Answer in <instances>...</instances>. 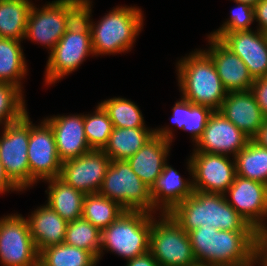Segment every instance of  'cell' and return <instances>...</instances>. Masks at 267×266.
<instances>
[{
	"instance_id": "6da1fadb",
	"label": "cell",
	"mask_w": 267,
	"mask_h": 266,
	"mask_svg": "<svg viewBox=\"0 0 267 266\" xmlns=\"http://www.w3.org/2000/svg\"><path fill=\"white\" fill-rule=\"evenodd\" d=\"M198 264L254 266L255 231H226L201 226L188 232Z\"/></svg>"
},
{
	"instance_id": "7a4b0ae2",
	"label": "cell",
	"mask_w": 267,
	"mask_h": 266,
	"mask_svg": "<svg viewBox=\"0 0 267 266\" xmlns=\"http://www.w3.org/2000/svg\"><path fill=\"white\" fill-rule=\"evenodd\" d=\"M168 214L187 233L201 226L226 231H255L227 202L224 194L194 190Z\"/></svg>"
},
{
	"instance_id": "3957f363",
	"label": "cell",
	"mask_w": 267,
	"mask_h": 266,
	"mask_svg": "<svg viewBox=\"0 0 267 266\" xmlns=\"http://www.w3.org/2000/svg\"><path fill=\"white\" fill-rule=\"evenodd\" d=\"M181 96L195 105L219 110L227 96L216 67L204 49H196L176 63Z\"/></svg>"
},
{
	"instance_id": "277c9868",
	"label": "cell",
	"mask_w": 267,
	"mask_h": 266,
	"mask_svg": "<svg viewBox=\"0 0 267 266\" xmlns=\"http://www.w3.org/2000/svg\"><path fill=\"white\" fill-rule=\"evenodd\" d=\"M144 15L137 6L113 7L98 21L91 23L94 56L115 55L131 51L144 26Z\"/></svg>"
},
{
	"instance_id": "5b68a950",
	"label": "cell",
	"mask_w": 267,
	"mask_h": 266,
	"mask_svg": "<svg viewBox=\"0 0 267 266\" xmlns=\"http://www.w3.org/2000/svg\"><path fill=\"white\" fill-rule=\"evenodd\" d=\"M152 222L153 214L150 212L126 210L101 230L99 260L105 250L125 258L126 261L148 252Z\"/></svg>"
},
{
	"instance_id": "8992f818",
	"label": "cell",
	"mask_w": 267,
	"mask_h": 266,
	"mask_svg": "<svg viewBox=\"0 0 267 266\" xmlns=\"http://www.w3.org/2000/svg\"><path fill=\"white\" fill-rule=\"evenodd\" d=\"M154 215L149 251L159 266L197 265L188 233L169 214Z\"/></svg>"
},
{
	"instance_id": "52a82bcc",
	"label": "cell",
	"mask_w": 267,
	"mask_h": 266,
	"mask_svg": "<svg viewBox=\"0 0 267 266\" xmlns=\"http://www.w3.org/2000/svg\"><path fill=\"white\" fill-rule=\"evenodd\" d=\"M98 193L116 201L126 210L153 214L151 188L136 175L127 160L110 162Z\"/></svg>"
},
{
	"instance_id": "ba28073f",
	"label": "cell",
	"mask_w": 267,
	"mask_h": 266,
	"mask_svg": "<svg viewBox=\"0 0 267 266\" xmlns=\"http://www.w3.org/2000/svg\"><path fill=\"white\" fill-rule=\"evenodd\" d=\"M0 136V162L9 179L21 190L37 182L30 176L28 144L30 116L28 112L18 121L2 127Z\"/></svg>"
},
{
	"instance_id": "9c48e42d",
	"label": "cell",
	"mask_w": 267,
	"mask_h": 266,
	"mask_svg": "<svg viewBox=\"0 0 267 266\" xmlns=\"http://www.w3.org/2000/svg\"><path fill=\"white\" fill-rule=\"evenodd\" d=\"M0 263L2 266H37L39 251L21 214L0 218Z\"/></svg>"
},
{
	"instance_id": "30bf717a",
	"label": "cell",
	"mask_w": 267,
	"mask_h": 266,
	"mask_svg": "<svg viewBox=\"0 0 267 266\" xmlns=\"http://www.w3.org/2000/svg\"><path fill=\"white\" fill-rule=\"evenodd\" d=\"M193 189L204 193L225 194L236 177L235 159L227 155L193 152L187 159Z\"/></svg>"
},
{
	"instance_id": "8fae6325",
	"label": "cell",
	"mask_w": 267,
	"mask_h": 266,
	"mask_svg": "<svg viewBox=\"0 0 267 266\" xmlns=\"http://www.w3.org/2000/svg\"><path fill=\"white\" fill-rule=\"evenodd\" d=\"M94 55L91 33L66 31L49 53L45 67V85L55 84L81 66L85 58Z\"/></svg>"
},
{
	"instance_id": "7c38bea8",
	"label": "cell",
	"mask_w": 267,
	"mask_h": 266,
	"mask_svg": "<svg viewBox=\"0 0 267 266\" xmlns=\"http://www.w3.org/2000/svg\"><path fill=\"white\" fill-rule=\"evenodd\" d=\"M28 162L30 176L36 182L60 176L62 161L57 154L52 128L44 119L36 125L30 118Z\"/></svg>"
},
{
	"instance_id": "4fadbf2b",
	"label": "cell",
	"mask_w": 267,
	"mask_h": 266,
	"mask_svg": "<svg viewBox=\"0 0 267 266\" xmlns=\"http://www.w3.org/2000/svg\"><path fill=\"white\" fill-rule=\"evenodd\" d=\"M110 162L103 150L92 149L62 162L59 178L84 194L98 193Z\"/></svg>"
},
{
	"instance_id": "5bb4252c",
	"label": "cell",
	"mask_w": 267,
	"mask_h": 266,
	"mask_svg": "<svg viewBox=\"0 0 267 266\" xmlns=\"http://www.w3.org/2000/svg\"><path fill=\"white\" fill-rule=\"evenodd\" d=\"M250 138L228 120L219 110L210 115L202 136L194 144L196 152L235 157Z\"/></svg>"
},
{
	"instance_id": "9a60e30c",
	"label": "cell",
	"mask_w": 267,
	"mask_h": 266,
	"mask_svg": "<svg viewBox=\"0 0 267 266\" xmlns=\"http://www.w3.org/2000/svg\"><path fill=\"white\" fill-rule=\"evenodd\" d=\"M174 130L169 127L155 129V135L149 139L127 162L136 175L150 188L163 171L170 155Z\"/></svg>"
},
{
	"instance_id": "2e32d148",
	"label": "cell",
	"mask_w": 267,
	"mask_h": 266,
	"mask_svg": "<svg viewBox=\"0 0 267 266\" xmlns=\"http://www.w3.org/2000/svg\"><path fill=\"white\" fill-rule=\"evenodd\" d=\"M33 4L28 16L24 39L48 48L50 53L65 34V0H55L42 5Z\"/></svg>"
},
{
	"instance_id": "e0dca14e",
	"label": "cell",
	"mask_w": 267,
	"mask_h": 266,
	"mask_svg": "<svg viewBox=\"0 0 267 266\" xmlns=\"http://www.w3.org/2000/svg\"><path fill=\"white\" fill-rule=\"evenodd\" d=\"M227 202L255 230L267 219V185L236 175L224 194Z\"/></svg>"
},
{
	"instance_id": "ac0fdd59",
	"label": "cell",
	"mask_w": 267,
	"mask_h": 266,
	"mask_svg": "<svg viewBox=\"0 0 267 266\" xmlns=\"http://www.w3.org/2000/svg\"><path fill=\"white\" fill-rule=\"evenodd\" d=\"M217 39L241 58L254 79L267 76V35L250 29L223 32Z\"/></svg>"
},
{
	"instance_id": "d6986e66",
	"label": "cell",
	"mask_w": 267,
	"mask_h": 266,
	"mask_svg": "<svg viewBox=\"0 0 267 266\" xmlns=\"http://www.w3.org/2000/svg\"><path fill=\"white\" fill-rule=\"evenodd\" d=\"M209 47L205 52L213 61L226 91L244 92L251 90L254 78L245 63L225 47L218 39L207 35Z\"/></svg>"
},
{
	"instance_id": "ffe728a7",
	"label": "cell",
	"mask_w": 267,
	"mask_h": 266,
	"mask_svg": "<svg viewBox=\"0 0 267 266\" xmlns=\"http://www.w3.org/2000/svg\"><path fill=\"white\" fill-rule=\"evenodd\" d=\"M51 126L59 159L64 162L92 149L84 131V114L53 115L44 118Z\"/></svg>"
},
{
	"instance_id": "44dd1931",
	"label": "cell",
	"mask_w": 267,
	"mask_h": 266,
	"mask_svg": "<svg viewBox=\"0 0 267 266\" xmlns=\"http://www.w3.org/2000/svg\"><path fill=\"white\" fill-rule=\"evenodd\" d=\"M189 179V180H188ZM184 179L166 162L162 173L151 188L153 214H168L178 203L193 194V180Z\"/></svg>"
},
{
	"instance_id": "7402d4cb",
	"label": "cell",
	"mask_w": 267,
	"mask_h": 266,
	"mask_svg": "<svg viewBox=\"0 0 267 266\" xmlns=\"http://www.w3.org/2000/svg\"><path fill=\"white\" fill-rule=\"evenodd\" d=\"M219 111L250 139L256 135L265 120L250 90L229 92Z\"/></svg>"
},
{
	"instance_id": "603a6c76",
	"label": "cell",
	"mask_w": 267,
	"mask_h": 266,
	"mask_svg": "<svg viewBox=\"0 0 267 266\" xmlns=\"http://www.w3.org/2000/svg\"><path fill=\"white\" fill-rule=\"evenodd\" d=\"M37 250L64 243L67 221L47 204L37 207L27 218Z\"/></svg>"
},
{
	"instance_id": "cb8c5ba5",
	"label": "cell",
	"mask_w": 267,
	"mask_h": 266,
	"mask_svg": "<svg viewBox=\"0 0 267 266\" xmlns=\"http://www.w3.org/2000/svg\"><path fill=\"white\" fill-rule=\"evenodd\" d=\"M45 190L47 205L67 222L82 218L85 194L66 184L59 177L48 179ZM48 191V192H47Z\"/></svg>"
},
{
	"instance_id": "d4e9b609",
	"label": "cell",
	"mask_w": 267,
	"mask_h": 266,
	"mask_svg": "<svg viewBox=\"0 0 267 266\" xmlns=\"http://www.w3.org/2000/svg\"><path fill=\"white\" fill-rule=\"evenodd\" d=\"M117 128L114 127L104 153L113 160H128L155 135V128Z\"/></svg>"
},
{
	"instance_id": "484cf974",
	"label": "cell",
	"mask_w": 267,
	"mask_h": 266,
	"mask_svg": "<svg viewBox=\"0 0 267 266\" xmlns=\"http://www.w3.org/2000/svg\"><path fill=\"white\" fill-rule=\"evenodd\" d=\"M24 56L21 41L0 38V82L13 84L24 90L21 81L28 75Z\"/></svg>"
},
{
	"instance_id": "4316f807",
	"label": "cell",
	"mask_w": 267,
	"mask_h": 266,
	"mask_svg": "<svg viewBox=\"0 0 267 266\" xmlns=\"http://www.w3.org/2000/svg\"><path fill=\"white\" fill-rule=\"evenodd\" d=\"M32 0H0V38L23 41Z\"/></svg>"
},
{
	"instance_id": "83f0119b",
	"label": "cell",
	"mask_w": 267,
	"mask_h": 266,
	"mask_svg": "<svg viewBox=\"0 0 267 266\" xmlns=\"http://www.w3.org/2000/svg\"><path fill=\"white\" fill-rule=\"evenodd\" d=\"M234 159L236 175L267 185V148L250 139Z\"/></svg>"
},
{
	"instance_id": "f1b7e54d",
	"label": "cell",
	"mask_w": 267,
	"mask_h": 266,
	"mask_svg": "<svg viewBox=\"0 0 267 266\" xmlns=\"http://www.w3.org/2000/svg\"><path fill=\"white\" fill-rule=\"evenodd\" d=\"M125 211L119 203L99 193L84 196L82 218L100 230L108 227Z\"/></svg>"
},
{
	"instance_id": "f546056e",
	"label": "cell",
	"mask_w": 267,
	"mask_h": 266,
	"mask_svg": "<svg viewBox=\"0 0 267 266\" xmlns=\"http://www.w3.org/2000/svg\"><path fill=\"white\" fill-rule=\"evenodd\" d=\"M41 266H96L98 260L87 250L61 243L39 252Z\"/></svg>"
},
{
	"instance_id": "4dcf8cb0",
	"label": "cell",
	"mask_w": 267,
	"mask_h": 266,
	"mask_svg": "<svg viewBox=\"0 0 267 266\" xmlns=\"http://www.w3.org/2000/svg\"><path fill=\"white\" fill-rule=\"evenodd\" d=\"M117 128L146 127L143 114L137 104L129 99L113 97L99 103Z\"/></svg>"
},
{
	"instance_id": "1f68e13d",
	"label": "cell",
	"mask_w": 267,
	"mask_h": 266,
	"mask_svg": "<svg viewBox=\"0 0 267 266\" xmlns=\"http://www.w3.org/2000/svg\"><path fill=\"white\" fill-rule=\"evenodd\" d=\"M64 243L87 250L99 262L101 230L89 221L80 218L68 222Z\"/></svg>"
},
{
	"instance_id": "d6a6232c",
	"label": "cell",
	"mask_w": 267,
	"mask_h": 266,
	"mask_svg": "<svg viewBox=\"0 0 267 266\" xmlns=\"http://www.w3.org/2000/svg\"><path fill=\"white\" fill-rule=\"evenodd\" d=\"M113 123L98 103L94 113L84 115V131L91 149L103 150L113 131Z\"/></svg>"
},
{
	"instance_id": "836d02e7",
	"label": "cell",
	"mask_w": 267,
	"mask_h": 266,
	"mask_svg": "<svg viewBox=\"0 0 267 266\" xmlns=\"http://www.w3.org/2000/svg\"><path fill=\"white\" fill-rule=\"evenodd\" d=\"M24 98V91L19 87L0 82L1 127L20 120L28 112Z\"/></svg>"
},
{
	"instance_id": "e575fe53",
	"label": "cell",
	"mask_w": 267,
	"mask_h": 266,
	"mask_svg": "<svg viewBox=\"0 0 267 266\" xmlns=\"http://www.w3.org/2000/svg\"><path fill=\"white\" fill-rule=\"evenodd\" d=\"M91 0H65V29L71 33H91Z\"/></svg>"
},
{
	"instance_id": "d590c367",
	"label": "cell",
	"mask_w": 267,
	"mask_h": 266,
	"mask_svg": "<svg viewBox=\"0 0 267 266\" xmlns=\"http://www.w3.org/2000/svg\"><path fill=\"white\" fill-rule=\"evenodd\" d=\"M237 7L230 10V16L223 22L221 27L209 34L210 37L218 38L223 32H237L250 30L254 21V8L242 2H235Z\"/></svg>"
},
{
	"instance_id": "8d00e7d4",
	"label": "cell",
	"mask_w": 267,
	"mask_h": 266,
	"mask_svg": "<svg viewBox=\"0 0 267 266\" xmlns=\"http://www.w3.org/2000/svg\"><path fill=\"white\" fill-rule=\"evenodd\" d=\"M213 109L205 105H195L187 100V119L183 131H189L192 142L196 143L202 136Z\"/></svg>"
},
{
	"instance_id": "74e56055",
	"label": "cell",
	"mask_w": 267,
	"mask_h": 266,
	"mask_svg": "<svg viewBox=\"0 0 267 266\" xmlns=\"http://www.w3.org/2000/svg\"><path fill=\"white\" fill-rule=\"evenodd\" d=\"M250 91L254 94L264 119H267V76L255 78Z\"/></svg>"
},
{
	"instance_id": "f35d334b",
	"label": "cell",
	"mask_w": 267,
	"mask_h": 266,
	"mask_svg": "<svg viewBox=\"0 0 267 266\" xmlns=\"http://www.w3.org/2000/svg\"><path fill=\"white\" fill-rule=\"evenodd\" d=\"M172 123L175 124L177 128L183 129L186 126V119H187V100L181 96V99L175 102L174 106L172 107Z\"/></svg>"
},
{
	"instance_id": "ab89813d",
	"label": "cell",
	"mask_w": 267,
	"mask_h": 266,
	"mask_svg": "<svg viewBox=\"0 0 267 266\" xmlns=\"http://www.w3.org/2000/svg\"><path fill=\"white\" fill-rule=\"evenodd\" d=\"M267 220L255 230L254 256H267Z\"/></svg>"
},
{
	"instance_id": "60d3db41",
	"label": "cell",
	"mask_w": 267,
	"mask_h": 266,
	"mask_svg": "<svg viewBox=\"0 0 267 266\" xmlns=\"http://www.w3.org/2000/svg\"><path fill=\"white\" fill-rule=\"evenodd\" d=\"M254 8V21L258 22L257 30L267 35V0H259Z\"/></svg>"
},
{
	"instance_id": "b9f144b4",
	"label": "cell",
	"mask_w": 267,
	"mask_h": 266,
	"mask_svg": "<svg viewBox=\"0 0 267 266\" xmlns=\"http://www.w3.org/2000/svg\"><path fill=\"white\" fill-rule=\"evenodd\" d=\"M125 266H159L158 262L154 259L150 251L137 256L133 259L127 260Z\"/></svg>"
},
{
	"instance_id": "7bdbcfd3",
	"label": "cell",
	"mask_w": 267,
	"mask_h": 266,
	"mask_svg": "<svg viewBox=\"0 0 267 266\" xmlns=\"http://www.w3.org/2000/svg\"><path fill=\"white\" fill-rule=\"evenodd\" d=\"M10 191L21 192V190L9 179L2 163L0 162V194L9 193Z\"/></svg>"
},
{
	"instance_id": "ee69618b",
	"label": "cell",
	"mask_w": 267,
	"mask_h": 266,
	"mask_svg": "<svg viewBox=\"0 0 267 266\" xmlns=\"http://www.w3.org/2000/svg\"><path fill=\"white\" fill-rule=\"evenodd\" d=\"M252 140L258 145L267 148V119L264 120L263 124Z\"/></svg>"
},
{
	"instance_id": "f6af8a7d",
	"label": "cell",
	"mask_w": 267,
	"mask_h": 266,
	"mask_svg": "<svg viewBox=\"0 0 267 266\" xmlns=\"http://www.w3.org/2000/svg\"><path fill=\"white\" fill-rule=\"evenodd\" d=\"M267 266V256H254L253 265Z\"/></svg>"
},
{
	"instance_id": "bcb514c9",
	"label": "cell",
	"mask_w": 267,
	"mask_h": 266,
	"mask_svg": "<svg viewBox=\"0 0 267 266\" xmlns=\"http://www.w3.org/2000/svg\"><path fill=\"white\" fill-rule=\"evenodd\" d=\"M232 1L233 2H242V3L248 4L252 7H254L259 0H232Z\"/></svg>"
},
{
	"instance_id": "7dc6e473",
	"label": "cell",
	"mask_w": 267,
	"mask_h": 266,
	"mask_svg": "<svg viewBox=\"0 0 267 266\" xmlns=\"http://www.w3.org/2000/svg\"><path fill=\"white\" fill-rule=\"evenodd\" d=\"M195 266H209V265L197 264Z\"/></svg>"
}]
</instances>
